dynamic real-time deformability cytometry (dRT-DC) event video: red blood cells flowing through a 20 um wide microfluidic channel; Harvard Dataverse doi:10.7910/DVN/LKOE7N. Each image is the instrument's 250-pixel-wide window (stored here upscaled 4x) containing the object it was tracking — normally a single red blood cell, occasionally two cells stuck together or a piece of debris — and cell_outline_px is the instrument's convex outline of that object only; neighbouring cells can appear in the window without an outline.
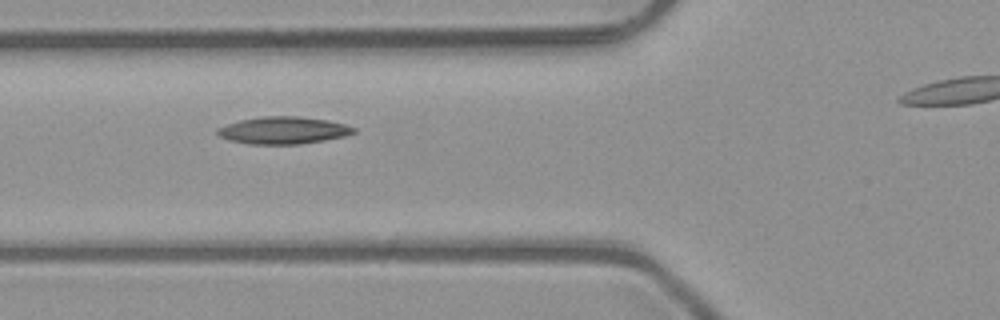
{"species": "common noctule bat (a hibernating species)", "species_latin": "Nyctalus noctula", "temperature_condition": "room temperature", "stored_images_in_passage": 4, "camera_frame_rate_fps": 3000, "um_per_image_px": 0.085, "animal": {"sex": "male", "body_mass_g": 23.1, "forearm_length_mm": 52.7}, "frame": {"image": 1, "passage_image": 3, "time_ms": 0.667, "image_size_px": [1000, 320], "cell_outline_px": [[356, 132], [344, 136], [324, 140], [300, 144], [248, 144], [228, 140], [220, 136], [216, 132], [216, 128], [240, 120], [264, 116], [296, 116], [328, 120], [344, 124], [356, 128]], "centroid_in_image_um": [24.07, 11.08], "position_along_channel_um": 101.7, "area_um2": 21.56}}